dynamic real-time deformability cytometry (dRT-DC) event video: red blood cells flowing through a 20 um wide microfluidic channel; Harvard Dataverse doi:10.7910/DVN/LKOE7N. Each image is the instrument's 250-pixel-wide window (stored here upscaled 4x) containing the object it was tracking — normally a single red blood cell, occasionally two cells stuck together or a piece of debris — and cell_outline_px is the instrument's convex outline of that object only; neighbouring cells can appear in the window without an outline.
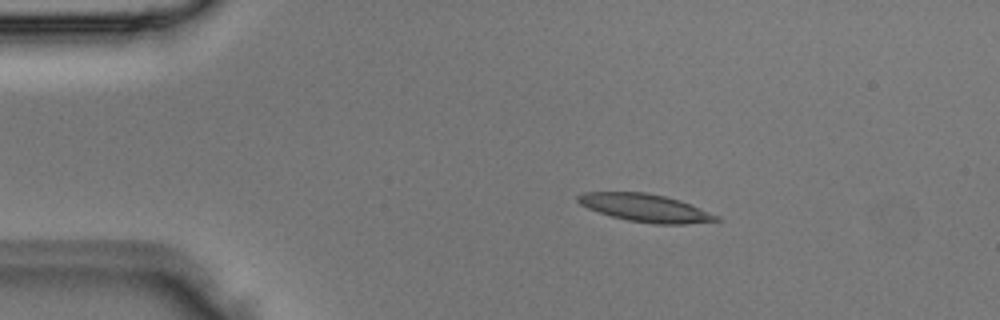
{"species": "Egyptian fruit bat (a non-hibernating species)", "species_latin": "Rousettus aegyptiacus", "temperature_condition": "room temperature", "stored_images_in_passage": 2, "camera_frame_rate_fps": 3000, "um_per_image_px": 0.085, "animal": {"sex": "male"}, "frame": {"image": 1, "passage_image": 1, "time_ms": 0.0, "image_size_px": [1000, 320], "cell_outline_px": [[724, 220], [684, 224], [656, 224], [628, 220], [612, 216], [588, 208], [580, 204], [576, 200], [576, 196], [584, 192], [644, 192], [664, 196], [680, 200], [720, 216]], "centroid_in_image_um": [54.88, 17.67], "position_along_channel_um": 30.1, "area_um2": 22.31}}